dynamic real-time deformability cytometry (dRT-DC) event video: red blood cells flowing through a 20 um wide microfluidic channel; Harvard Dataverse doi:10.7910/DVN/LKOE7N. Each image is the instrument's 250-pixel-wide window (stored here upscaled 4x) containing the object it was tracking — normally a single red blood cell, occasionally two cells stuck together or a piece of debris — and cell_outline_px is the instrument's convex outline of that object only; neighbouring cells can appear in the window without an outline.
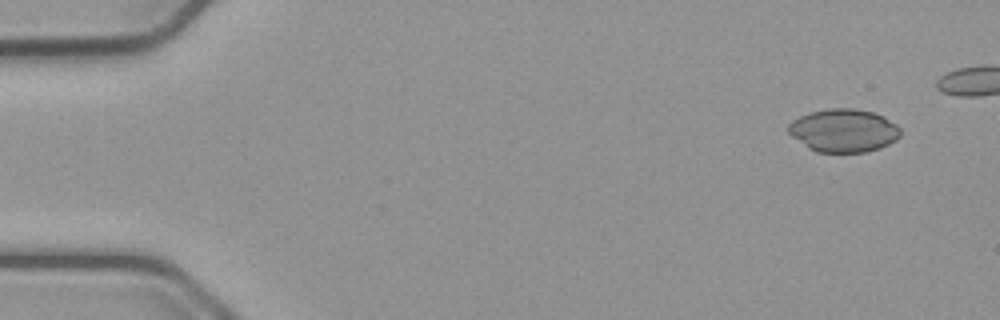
{"species": "common noctule bat (a hibernating species)", "species_latin": "Nyctalus noctula", "temperature_condition": "cold", "stored_images_in_passage": 45, "camera_frame_rate_fps": 3000, "um_per_image_px": 0.085, "animal": {"sex": "male", "body_mass_g": 23.1, "forearm_length_mm": 52.7}, "frame": {"image": 1, "passage_image": 1, "time_ms": 0.0, "image_size_px": [1000, 320], "cell_outline_px": [[900, 136], [896, 140], [880, 148], [868, 152], [816, 152], [808, 148], [792, 136], [788, 132], [788, 124], [792, 120], [800, 116], [812, 112], [828, 108], [856, 108], [872, 112], [884, 116], [896, 124], [900, 128]], "centroid_in_image_um": [71.71, 11.09], "position_along_channel_um": 13.3, "area_um2": 28.26}}